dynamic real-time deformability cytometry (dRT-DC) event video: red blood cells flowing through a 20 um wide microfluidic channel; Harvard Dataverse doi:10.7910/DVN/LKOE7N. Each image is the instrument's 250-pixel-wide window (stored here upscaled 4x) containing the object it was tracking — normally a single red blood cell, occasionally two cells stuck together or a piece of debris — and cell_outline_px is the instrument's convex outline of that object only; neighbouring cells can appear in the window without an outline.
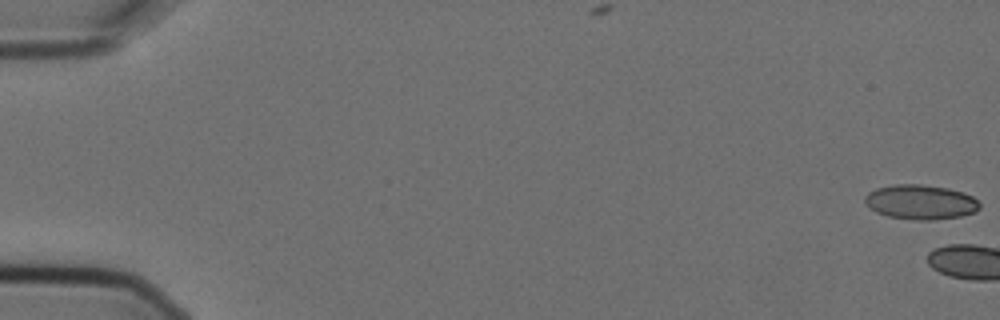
{"species": "Egyptian fruit bat (a non-hibernating species)", "species_latin": "Rousettus aegyptiacus", "temperature_condition": "cold", "stored_images_in_passage": 4, "camera_frame_rate_fps": 3000, "um_per_image_px": 0.085, "animal": {"sex": "female"}, "frame": {"image": 1, "passage_image": 1, "time_ms": 0.0, "image_size_px": [1000, 320], "cell_outline_px": [[980, 208], [976, 212], [960, 216], [932, 220], [920, 220], [888, 216], [876, 212], [864, 200], [864, 196], [868, 192], [876, 188], [896, 184], [920, 184], [948, 188], [964, 192], [972, 196], [980, 204]], "centroid_in_image_um": [78.27, 17.16], "position_along_channel_um": 6.7, "area_um2": 23.06}}